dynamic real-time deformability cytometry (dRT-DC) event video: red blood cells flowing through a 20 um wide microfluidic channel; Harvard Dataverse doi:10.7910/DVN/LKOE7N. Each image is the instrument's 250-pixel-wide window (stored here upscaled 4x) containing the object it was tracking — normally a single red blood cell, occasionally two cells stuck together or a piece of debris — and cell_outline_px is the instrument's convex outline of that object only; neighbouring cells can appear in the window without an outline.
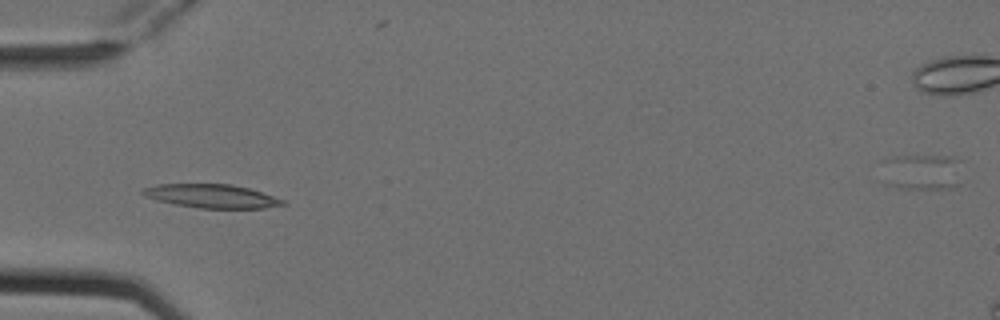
{"species": "Egyptian fruit bat (a non-hibernating species)", "species_latin": "Rousettus aegyptiacus", "temperature_condition": "cold", "stored_images_in_passage": 6, "camera_frame_rate_fps": 3000, "um_per_image_px": 0.085, "animal": {"sex": "female"}, "frame": {"image": 1, "passage_image": 4, "time_ms": 1.0, "image_size_px": [1000, 320], "cell_outline_px": [[288, 204], [264, 208], [200, 208], [176, 204], [156, 200], [144, 196], [140, 192], [144, 188], [156, 184], [232, 184], [248, 188], [284, 200]], "centroid_in_image_um": [17.97, 16.66], "position_along_channel_um": 67.0, "area_um2": 19.13}}
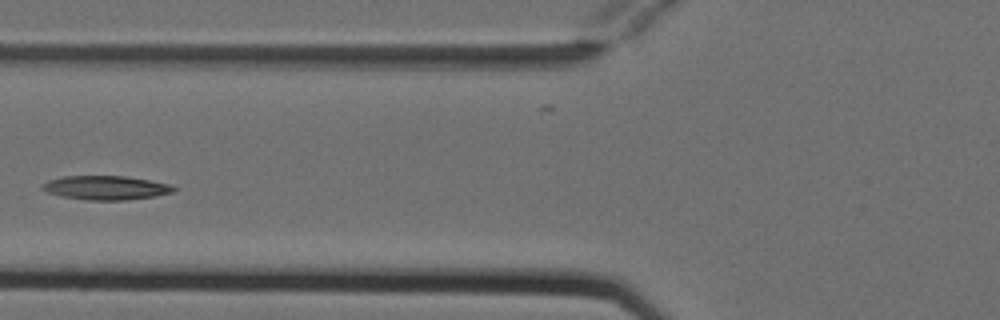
{"frame": {"image": 2, "passage_image": 5, "time_ms": 1.333, "image_size_px": [1000, 320], "cell_outline_px": [[176, 188], [172, 192], [156, 196], [128, 200], [88, 200], [60, 196], [48, 192], [40, 188], [40, 184], [48, 180], [64, 176], [124, 176], [172, 184]], "centroid_in_image_um": [8.98, 15.96], "position_along_channel_um": 116.8, "area_um2": 18.44}}
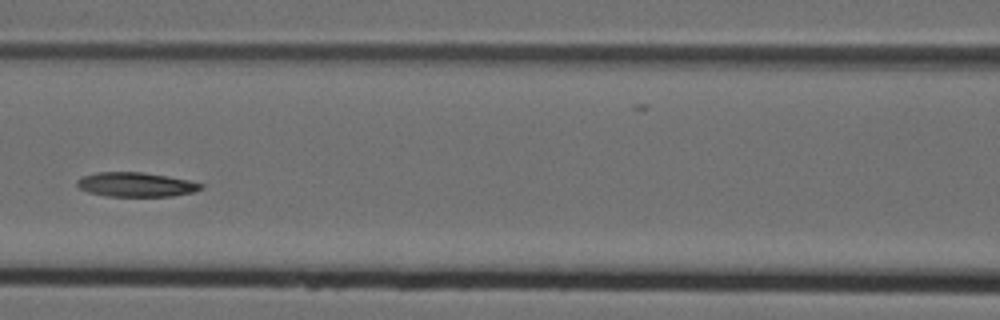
{"frame": {"image": 3, "passage_image": 6, "time_ms": 1.667, "image_size_px": [1000, 320], "cell_outline_px": [[204, 188], [196, 192], [172, 196], [108, 196], [88, 192], [80, 188], [76, 184], [76, 180], [84, 176], [96, 172], [140, 172], [168, 176], [188, 180], [204, 184]], "centroid_in_image_um": [11.59, 15.69], "position_along_channel_um": 155.0, "area_um2": 17.63}}